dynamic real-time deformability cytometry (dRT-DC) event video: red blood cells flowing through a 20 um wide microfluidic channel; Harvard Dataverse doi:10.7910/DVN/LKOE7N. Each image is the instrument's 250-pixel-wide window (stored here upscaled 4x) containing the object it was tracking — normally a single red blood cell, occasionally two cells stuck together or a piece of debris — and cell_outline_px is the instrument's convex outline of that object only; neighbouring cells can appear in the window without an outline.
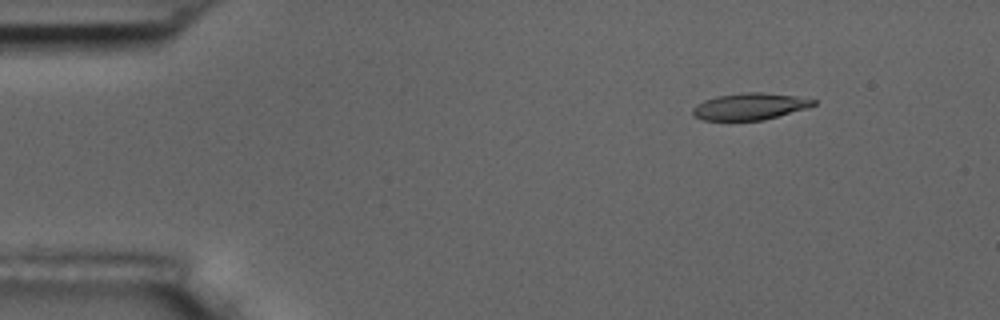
{"species": "common noctule bat (a hibernating species)", "species_latin": "Nyctalus noctula", "temperature_condition": "room temperature", "stored_images_in_passage": 5, "camera_frame_rate_fps": 3000, "um_per_image_px": 0.085, "animal": {"sex": "male", "body_mass_g": 17.5, "forearm_length_mm": 52.3}, "frame": {"image": 1, "passage_image": 2, "time_ms": 1.0, "image_size_px": [1000, 320], "cell_outline_px": [[816, 104], [808, 108], [764, 120], [704, 120], [692, 116], [692, 108], [696, 104], [704, 100], [716, 96], [748, 92], [760, 92], [796, 96], [816, 100]], "centroid_in_image_um": [63.72, 9.05], "position_along_channel_um": 21.3, "area_um2": 18.84}}
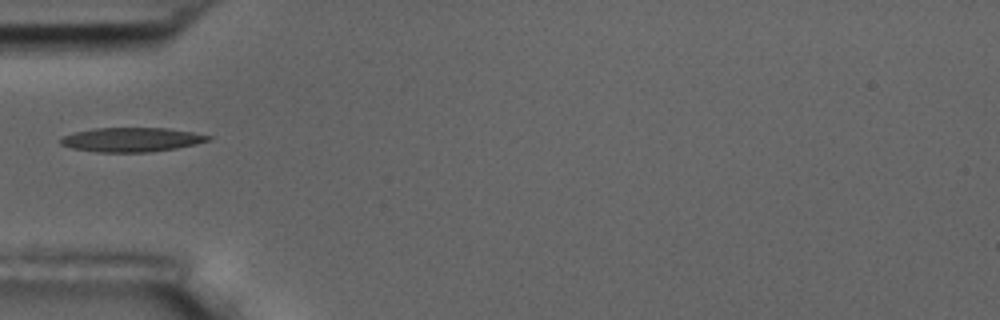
{"frame": {"image": 2, "passage_image": 5, "time_ms": 4.667, "image_size_px": [1000, 320], "cell_outline_px": [[212, 140], [196, 144], [176, 148], [148, 152], [96, 152], [72, 148], [60, 144], [60, 140], [64, 136], [76, 132], [96, 128], [164, 128], [192, 132], [212, 136]], "centroid_in_image_um": [11.21, 11.87], "position_along_channel_um": 73.8, "area_um2": 20.69}}